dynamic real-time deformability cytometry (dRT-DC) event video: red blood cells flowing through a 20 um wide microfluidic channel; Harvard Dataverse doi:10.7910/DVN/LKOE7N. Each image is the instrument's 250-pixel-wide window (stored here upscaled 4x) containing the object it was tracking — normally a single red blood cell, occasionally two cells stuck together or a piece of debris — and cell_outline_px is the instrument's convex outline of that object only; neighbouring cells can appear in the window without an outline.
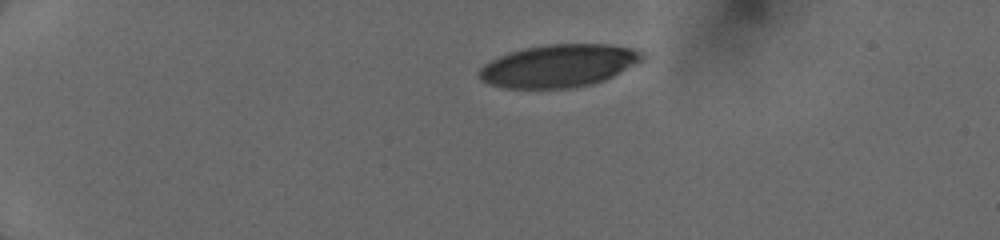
{"species": "human", "species_latin": "Homo sapiens", "temperature_condition": "cold", "stored_images_in_passage": 23, "camera_frame_rate_fps": 3000, "um_per_image_px": 0.085, "donor": {"sex": "female"}, "frame": {"image": 1, "passage_image": 1, "time_ms": 0.0, "image_size_px": [1000, 240], "cell_outline_px": [[644, 60], [604, 80], [592, 84], [576, 88], [504, 88], [488, 84], [480, 80], [476, 72], [484, 64], [508, 52], [524, 48], [548, 44], [608, 44], [632, 48], [644, 52]], "centroid_in_image_um": [47.48, 5.59], "position_along_channel_um": 37.5, "area_um2": 40.81}}
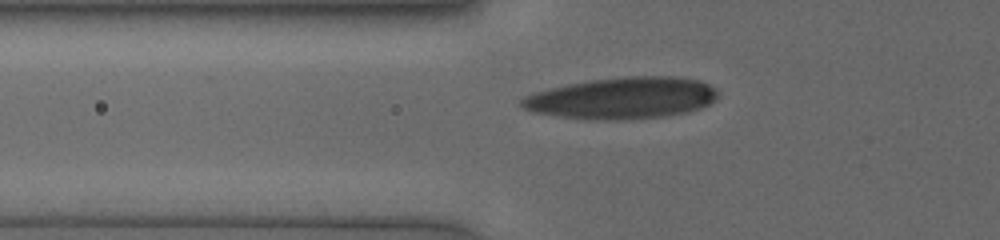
{"frame": {"image": 2, "passage_image": 20, "time_ms": 2.667, "image_size_px": [1000, 240], "cell_outline_px": [[716, 96], [708, 104], [700, 108], [684, 112], [664, 116], [604, 120], [560, 116], [532, 112], [516, 104], [524, 96], [532, 92], [568, 84], [592, 80], [624, 76], [676, 76], [700, 80], [708, 84], [716, 92]], "centroid_in_image_um": [52.82, 8.32], "position_along_channel_um": 73.0, "area_um2": 47.05}}